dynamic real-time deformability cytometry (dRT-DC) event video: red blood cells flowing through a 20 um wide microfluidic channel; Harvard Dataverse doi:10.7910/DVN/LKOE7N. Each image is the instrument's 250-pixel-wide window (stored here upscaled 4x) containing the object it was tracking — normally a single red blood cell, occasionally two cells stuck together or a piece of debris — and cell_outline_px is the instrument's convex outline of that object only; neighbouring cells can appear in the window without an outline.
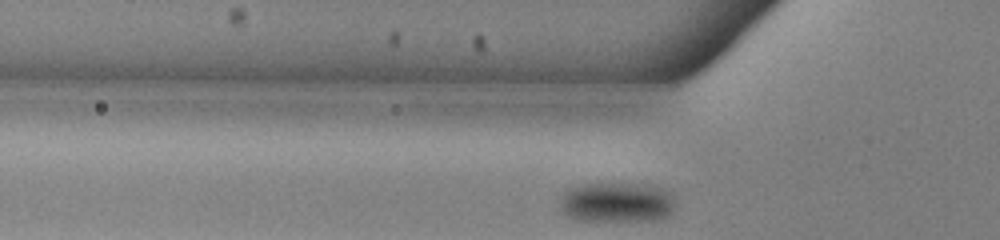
{"species": "common noctule bat (a hibernating species)", "species_latin": "Nyctalus noctula", "temperature_condition": "warm", "stored_images_in_passage": 34, "camera_frame_rate_fps": 3000, "um_per_image_px": 0.085, "animal": {"sex": "male", "body_mass_g": 13.0, "forearm_length_mm": 53.1}, "frame": {"image": 1, "passage_image": 8, "time_ms": 2.333, "image_size_px": [1000, 240], "cell_outline_px": [[676, 204], [672, 212], [668, 216], [656, 220], [616, 224], [576, 220], [560, 212], [560, 200], [564, 192], [568, 188], [580, 184], [644, 184], [660, 188], [672, 192]], "centroid_in_image_um": [52.43, 17.26], "position_along_channel_um": 73.4, "area_um2": 28.32}}
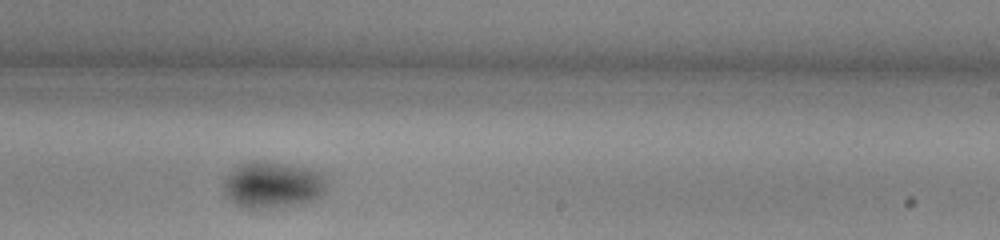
{"frame": {"image": 2, "passage_image": 23, "time_ms": 7.333, "image_size_px": [1000, 240], "cell_outline_px": [[328, 184], [324, 192], [320, 196], [312, 200], [292, 204], [268, 208], [244, 208], [236, 204], [224, 192], [224, 180], [240, 164], [252, 160], [264, 160], [288, 164], [320, 172], [324, 176]], "centroid_in_image_um": [23.19, 15.69], "position_along_channel_um": 265.8, "area_um2": 27.57}}
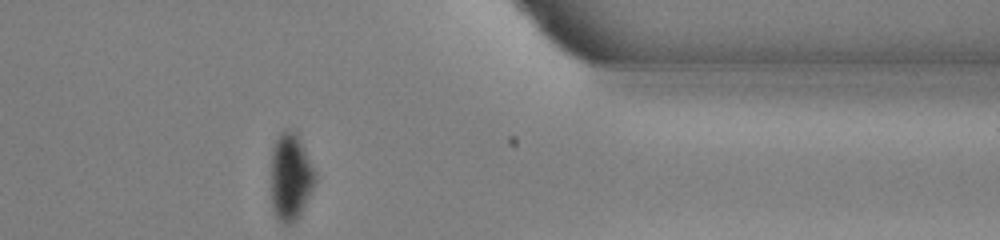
{"frame": {"image": 3, "passage_image": 34, "time_ms": 11.0, "image_size_px": [1000, 240], "cell_outline_px": [[316, 184], [300, 216], [292, 224], [284, 224], [276, 220], [272, 208], [272, 148], [280, 132], [284, 128], [288, 128], [296, 132], [316, 172]], "centroid_in_image_um": [24.71, 15.07], "position_along_channel_um": 386.7, "area_um2": 22.77}}